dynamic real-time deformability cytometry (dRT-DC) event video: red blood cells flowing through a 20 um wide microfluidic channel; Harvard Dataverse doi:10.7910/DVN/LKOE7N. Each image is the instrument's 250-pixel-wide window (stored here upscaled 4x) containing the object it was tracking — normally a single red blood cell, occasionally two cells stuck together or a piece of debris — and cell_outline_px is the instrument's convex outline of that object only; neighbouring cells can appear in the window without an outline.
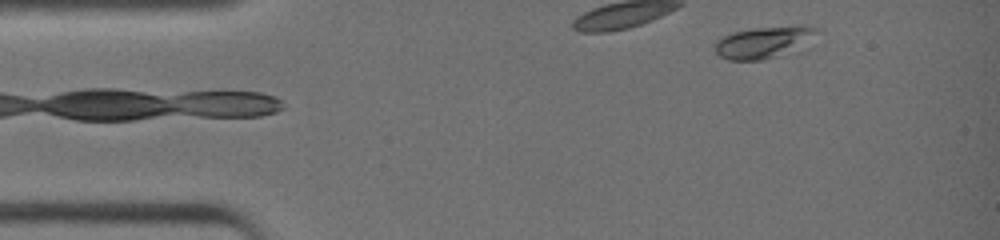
{"species": "common noctule bat (a hibernating species)", "species_latin": "Nyctalus noctula", "temperature_condition": "warm", "stored_images_in_passage": 8, "camera_frame_rate_fps": 3000, "um_per_image_px": 0.085, "animal": {"sex": "female", "body_mass_g": 19.0, "forearm_length_mm": 51.5}, "frame": {"image": 1, "passage_image": 1, "time_ms": 0.0, "image_size_px": [1000, 240], "cell_outline_px": [[824, 32], [804, 52], [760, 60], [728, 60], [720, 56], [716, 52], [716, 40], [720, 36], [732, 32], [752, 28], [792, 24], [804, 24], [820, 28]], "centroid_in_image_um": [65.2, 3.57], "position_along_channel_um": 19.8, "area_um2": 20.81}}